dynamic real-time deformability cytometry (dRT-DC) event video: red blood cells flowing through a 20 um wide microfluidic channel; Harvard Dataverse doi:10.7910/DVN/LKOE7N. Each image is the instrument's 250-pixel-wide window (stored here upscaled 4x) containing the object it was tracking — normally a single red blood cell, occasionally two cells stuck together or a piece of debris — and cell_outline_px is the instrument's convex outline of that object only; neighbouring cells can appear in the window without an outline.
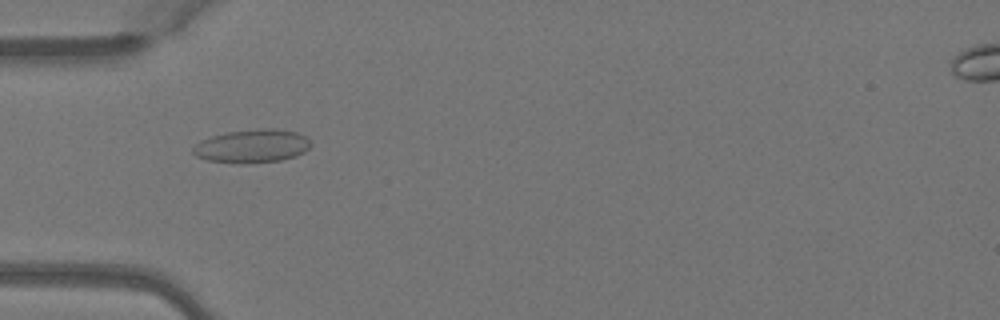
{"species": "Egyptian fruit bat (a non-hibernating species)", "species_latin": "Rousettus aegyptiacus", "temperature_condition": "warm", "stored_images_in_passage": 4, "camera_frame_rate_fps": 3000, "um_per_image_px": 0.085, "animal": {"sex": "female"}, "frame": {"image": 1, "passage_image": 1, "time_ms": 0.0, "image_size_px": [1000, 320], "cell_outline_px": [[312, 144], [304, 152], [296, 156], [280, 160], [208, 160], [196, 156], [192, 152], [192, 148], [200, 140], [212, 136], [228, 132], [260, 128], [276, 128], [296, 132], [304, 136]], "centroid_in_image_um": [21.45, 12.35], "position_along_channel_um": 63.5, "area_um2": 21.85}}
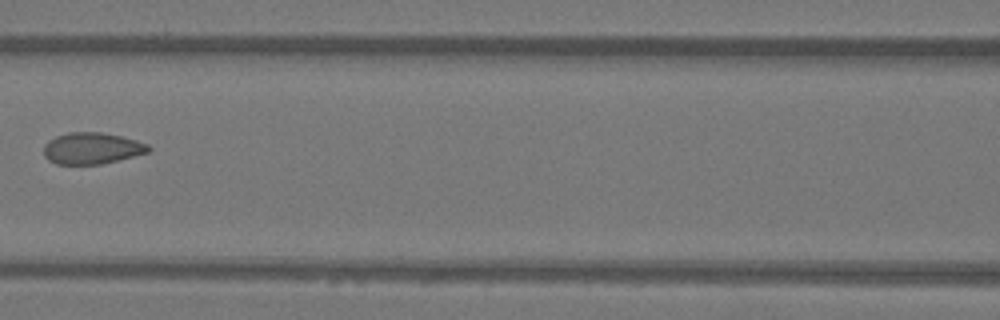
{"frame": {"image": 2, "passage_image": 3, "time_ms": 0.667, "image_size_px": [1000, 320], "cell_outline_px": [[152, 148], [148, 152], [100, 164], [56, 164], [48, 160], [44, 156], [44, 144], [48, 140], [56, 136], [68, 132], [100, 132], [120, 136], [136, 140], [148, 144]], "centroid_in_image_um": [7.77, 12.6], "position_along_channel_um": 158.8, "area_um2": 19.13}}
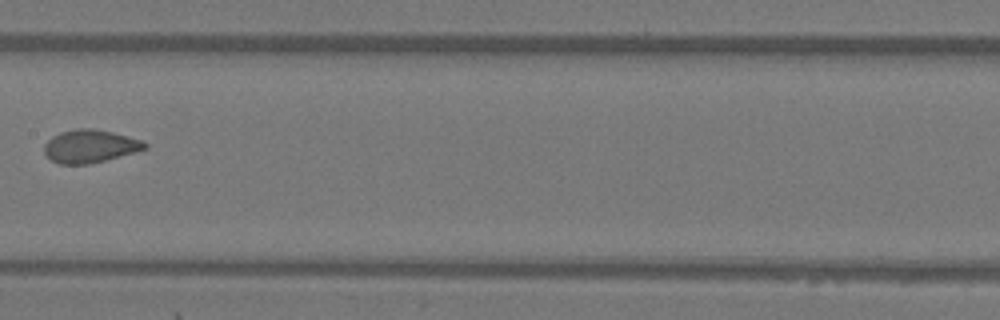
{"frame": {"image": 3, "passage_image": 4, "time_ms": 1.0, "image_size_px": [1000, 320], "cell_outline_px": [[148, 148], [136, 152], [88, 164], [60, 164], [52, 160], [44, 152], [44, 144], [52, 136], [60, 132], [76, 128], [92, 128], [112, 132], [140, 140], [148, 144]], "centroid_in_image_um": [7.64, 12.42], "position_along_channel_um": 199.8, "area_um2": 19.19}}